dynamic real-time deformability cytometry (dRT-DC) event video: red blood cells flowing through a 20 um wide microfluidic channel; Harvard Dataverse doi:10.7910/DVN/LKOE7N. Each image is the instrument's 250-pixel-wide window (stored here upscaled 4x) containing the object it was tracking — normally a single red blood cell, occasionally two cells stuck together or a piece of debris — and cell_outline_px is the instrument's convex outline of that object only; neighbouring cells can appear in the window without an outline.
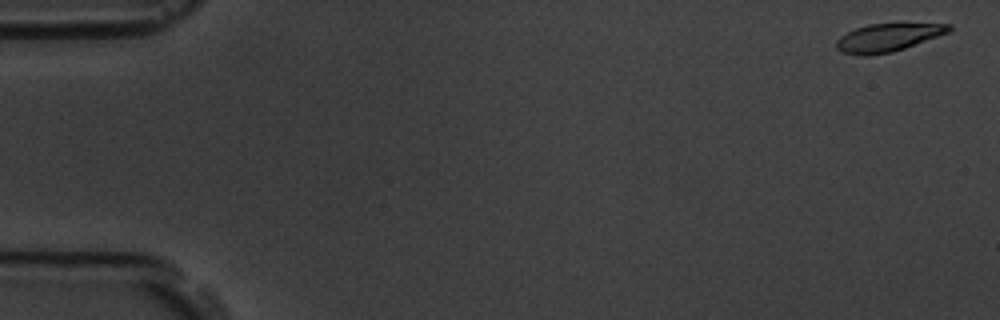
{"species": "common noctule bat (a hibernating species)", "species_latin": "Nyctalus noctula", "temperature_condition": "room temperature", "stored_images_in_passage": 5, "camera_frame_rate_fps": 3000, "um_per_image_px": 0.085, "animal": {"sex": "male", "body_mass_g": 19.5, "forearm_length_mm": 54.6}, "frame": {"image": 1, "passage_image": 1, "time_ms": 0.0, "image_size_px": [1000, 320], "cell_outline_px": [[952, 28], [948, 32], [904, 48], [892, 52], [864, 56], [840, 52], [836, 48], [836, 40], [840, 36], [856, 28], [868, 24], [952, 24]], "centroid_in_image_um": [75.41, 3.2], "position_along_channel_um": 9.6, "area_um2": 18.03}}
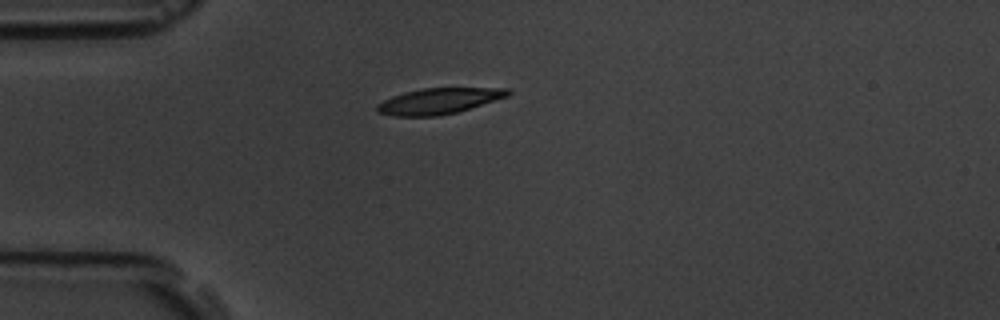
{"frame": {"image": 2, "passage_image": 5, "time_ms": 4.667, "image_size_px": [1000, 320], "cell_outline_px": [[512, 92], [508, 96], [456, 112], [436, 116], [392, 116], [376, 112], [376, 104], [392, 96], [404, 92], [424, 88], [508, 88]], "centroid_in_image_um": [37.25, 8.58], "position_along_channel_um": 47.7, "area_um2": 19.59}}